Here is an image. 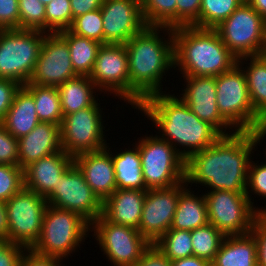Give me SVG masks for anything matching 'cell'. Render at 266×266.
<instances>
[{
	"label": "cell",
	"mask_w": 266,
	"mask_h": 266,
	"mask_svg": "<svg viewBox=\"0 0 266 266\" xmlns=\"http://www.w3.org/2000/svg\"><path fill=\"white\" fill-rule=\"evenodd\" d=\"M230 134L221 135L210 147L186 159L187 185L200 183L211 191L246 192L250 155L256 145L249 131Z\"/></svg>",
	"instance_id": "obj_1"
},
{
	"label": "cell",
	"mask_w": 266,
	"mask_h": 266,
	"mask_svg": "<svg viewBox=\"0 0 266 266\" xmlns=\"http://www.w3.org/2000/svg\"><path fill=\"white\" fill-rule=\"evenodd\" d=\"M160 30H167V41L159 36ZM125 46L130 76V105L137 109L143 100L162 93L161 80L165 72L170 67L175 68L173 29L146 26Z\"/></svg>",
	"instance_id": "obj_2"
},
{
	"label": "cell",
	"mask_w": 266,
	"mask_h": 266,
	"mask_svg": "<svg viewBox=\"0 0 266 266\" xmlns=\"http://www.w3.org/2000/svg\"><path fill=\"white\" fill-rule=\"evenodd\" d=\"M137 108L162 130V139L168 141L185 160L210 147L221 136L212 125L199 119L181 98L169 93L151 95ZM176 145L186 146L188 150L179 151Z\"/></svg>",
	"instance_id": "obj_3"
},
{
	"label": "cell",
	"mask_w": 266,
	"mask_h": 266,
	"mask_svg": "<svg viewBox=\"0 0 266 266\" xmlns=\"http://www.w3.org/2000/svg\"><path fill=\"white\" fill-rule=\"evenodd\" d=\"M173 38L175 68L183 76L216 77L237 64L215 29L178 27L173 29Z\"/></svg>",
	"instance_id": "obj_4"
},
{
	"label": "cell",
	"mask_w": 266,
	"mask_h": 266,
	"mask_svg": "<svg viewBox=\"0 0 266 266\" xmlns=\"http://www.w3.org/2000/svg\"><path fill=\"white\" fill-rule=\"evenodd\" d=\"M90 224L79 214L47 205L38 241L31 248L37 254L63 260L75 252L87 237ZM80 243V244H79Z\"/></svg>",
	"instance_id": "obj_5"
},
{
	"label": "cell",
	"mask_w": 266,
	"mask_h": 266,
	"mask_svg": "<svg viewBox=\"0 0 266 266\" xmlns=\"http://www.w3.org/2000/svg\"><path fill=\"white\" fill-rule=\"evenodd\" d=\"M45 32L0 29V78L26 85L35 69Z\"/></svg>",
	"instance_id": "obj_6"
},
{
	"label": "cell",
	"mask_w": 266,
	"mask_h": 266,
	"mask_svg": "<svg viewBox=\"0 0 266 266\" xmlns=\"http://www.w3.org/2000/svg\"><path fill=\"white\" fill-rule=\"evenodd\" d=\"M147 189L173 187L185 181L186 160L160 136H145L137 143Z\"/></svg>",
	"instance_id": "obj_7"
},
{
	"label": "cell",
	"mask_w": 266,
	"mask_h": 266,
	"mask_svg": "<svg viewBox=\"0 0 266 266\" xmlns=\"http://www.w3.org/2000/svg\"><path fill=\"white\" fill-rule=\"evenodd\" d=\"M242 64L237 62L216 76V102L219 113L235 131H250L263 120L254 112Z\"/></svg>",
	"instance_id": "obj_8"
},
{
	"label": "cell",
	"mask_w": 266,
	"mask_h": 266,
	"mask_svg": "<svg viewBox=\"0 0 266 266\" xmlns=\"http://www.w3.org/2000/svg\"><path fill=\"white\" fill-rule=\"evenodd\" d=\"M214 29L237 59L260 55L266 46V21L246 1Z\"/></svg>",
	"instance_id": "obj_9"
},
{
	"label": "cell",
	"mask_w": 266,
	"mask_h": 266,
	"mask_svg": "<svg viewBox=\"0 0 266 266\" xmlns=\"http://www.w3.org/2000/svg\"><path fill=\"white\" fill-rule=\"evenodd\" d=\"M208 223L225 236L245 235L251 232L254 219L261 209L251 205L246 192L226 190L204 194Z\"/></svg>",
	"instance_id": "obj_10"
},
{
	"label": "cell",
	"mask_w": 266,
	"mask_h": 266,
	"mask_svg": "<svg viewBox=\"0 0 266 266\" xmlns=\"http://www.w3.org/2000/svg\"><path fill=\"white\" fill-rule=\"evenodd\" d=\"M47 205L45 197L25 187L6 201L8 240L31 249L40 237Z\"/></svg>",
	"instance_id": "obj_11"
},
{
	"label": "cell",
	"mask_w": 266,
	"mask_h": 266,
	"mask_svg": "<svg viewBox=\"0 0 266 266\" xmlns=\"http://www.w3.org/2000/svg\"><path fill=\"white\" fill-rule=\"evenodd\" d=\"M99 103L65 115L60 125L61 148L71 157L103 150L104 139Z\"/></svg>",
	"instance_id": "obj_12"
},
{
	"label": "cell",
	"mask_w": 266,
	"mask_h": 266,
	"mask_svg": "<svg viewBox=\"0 0 266 266\" xmlns=\"http://www.w3.org/2000/svg\"><path fill=\"white\" fill-rule=\"evenodd\" d=\"M90 226L101 250L114 266H135L151 245L138 229L111 223L103 215Z\"/></svg>",
	"instance_id": "obj_13"
},
{
	"label": "cell",
	"mask_w": 266,
	"mask_h": 266,
	"mask_svg": "<svg viewBox=\"0 0 266 266\" xmlns=\"http://www.w3.org/2000/svg\"><path fill=\"white\" fill-rule=\"evenodd\" d=\"M48 205L79 214L90 225L102 215L103 202L98 198L78 166L73 163L46 197Z\"/></svg>",
	"instance_id": "obj_14"
},
{
	"label": "cell",
	"mask_w": 266,
	"mask_h": 266,
	"mask_svg": "<svg viewBox=\"0 0 266 266\" xmlns=\"http://www.w3.org/2000/svg\"><path fill=\"white\" fill-rule=\"evenodd\" d=\"M94 85L130 103V76L125 44H102L90 74ZM102 89V90H101Z\"/></svg>",
	"instance_id": "obj_15"
},
{
	"label": "cell",
	"mask_w": 266,
	"mask_h": 266,
	"mask_svg": "<svg viewBox=\"0 0 266 266\" xmlns=\"http://www.w3.org/2000/svg\"><path fill=\"white\" fill-rule=\"evenodd\" d=\"M186 181L173 187L146 190L138 231L154 244L172 225L180 191Z\"/></svg>",
	"instance_id": "obj_16"
},
{
	"label": "cell",
	"mask_w": 266,
	"mask_h": 266,
	"mask_svg": "<svg viewBox=\"0 0 266 266\" xmlns=\"http://www.w3.org/2000/svg\"><path fill=\"white\" fill-rule=\"evenodd\" d=\"M77 76L67 42L58 33H47L34 72L27 84L58 87Z\"/></svg>",
	"instance_id": "obj_17"
},
{
	"label": "cell",
	"mask_w": 266,
	"mask_h": 266,
	"mask_svg": "<svg viewBox=\"0 0 266 266\" xmlns=\"http://www.w3.org/2000/svg\"><path fill=\"white\" fill-rule=\"evenodd\" d=\"M104 44H126L147 25L133 0H104L101 6Z\"/></svg>",
	"instance_id": "obj_18"
},
{
	"label": "cell",
	"mask_w": 266,
	"mask_h": 266,
	"mask_svg": "<svg viewBox=\"0 0 266 266\" xmlns=\"http://www.w3.org/2000/svg\"><path fill=\"white\" fill-rule=\"evenodd\" d=\"M186 88L181 99L189 109L199 117L212 125L221 135H229L226 129L232 126L219 113L216 102V77L213 76H183ZM225 130H224V129ZM224 130V131H223Z\"/></svg>",
	"instance_id": "obj_19"
},
{
	"label": "cell",
	"mask_w": 266,
	"mask_h": 266,
	"mask_svg": "<svg viewBox=\"0 0 266 266\" xmlns=\"http://www.w3.org/2000/svg\"><path fill=\"white\" fill-rule=\"evenodd\" d=\"M110 148L76 156L74 163L82 171L86 183L104 202L116 189L115 170Z\"/></svg>",
	"instance_id": "obj_20"
},
{
	"label": "cell",
	"mask_w": 266,
	"mask_h": 266,
	"mask_svg": "<svg viewBox=\"0 0 266 266\" xmlns=\"http://www.w3.org/2000/svg\"><path fill=\"white\" fill-rule=\"evenodd\" d=\"M73 163L74 158L63 149L42 157L24 169V187L46 198Z\"/></svg>",
	"instance_id": "obj_21"
},
{
	"label": "cell",
	"mask_w": 266,
	"mask_h": 266,
	"mask_svg": "<svg viewBox=\"0 0 266 266\" xmlns=\"http://www.w3.org/2000/svg\"><path fill=\"white\" fill-rule=\"evenodd\" d=\"M61 150L60 125L39 122L27 135L18 139L19 167L24 170L40 158Z\"/></svg>",
	"instance_id": "obj_22"
},
{
	"label": "cell",
	"mask_w": 266,
	"mask_h": 266,
	"mask_svg": "<svg viewBox=\"0 0 266 266\" xmlns=\"http://www.w3.org/2000/svg\"><path fill=\"white\" fill-rule=\"evenodd\" d=\"M146 190L116 189L104 202L102 215L111 223L138 229Z\"/></svg>",
	"instance_id": "obj_23"
},
{
	"label": "cell",
	"mask_w": 266,
	"mask_h": 266,
	"mask_svg": "<svg viewBox=\"0 0 266 266\" xmlns=\"http://www.w3.org/2000/svg\"><path fill=\"white\" fill-rule=\"evenodd\" d=\"M32 93L22 85L1 122L16 139L27 135L39 123Z\"/></svg>",
	"instance_id": "obj_24"
},
{
	"label": "cell",
	"mask_w": 266,
	"mask_h": 266,
	"mask_svg": "<svg viewBox=\"0 0 266 266\" xmlns=\"http://www.w3.org/2000/svg\"><path fill=\"white\" fill-rule=\"evenodd\" d=\"M257 242L251 234L226 236L211 266H258Z\"/></svg>",
	"instance_id": "obj_25"
},
{
	"label": "cell",
	"mask_w": 266,
	"mask_h": 266,
	"mask_svg": "<svg viewBox=\"0 0 266 266\" xmlns=\"http://www.w3.org/2000/svg\"><path fill=\"white\" fill-rule=\"evenodd\" d=\"M188 185L179 194L176 211L170 229L194 230L208 223L207 204L204 195H194Z\"/></svg>",
	"instance_id": "obj_26"
},
{
	"label": "cell",
	"mask_w": 266,
	"mask_h": 266,
	"mask_svg": "<svg viewBox=\"0 0 266 266\" xmlns=\"http://www.w3.org/2000/svg\"><path fill=\"white\" fill-rule=\"evenodd\" d=\"M63 117L95 104V92L97 87L89 76H77L65 81L58 87Z\"/></svg>",
	"instance_id": "obj_27"
},
{
	"label": "cell",
	"mask_w": 266,
	"mask_h": 266,
	"mask_svg": "<svg viewBox=\"0 0 266 266\" xmlns=\"http://www.w3.org/2000/svg\"><path fill=\"white\" fill-rule=\"evenodd\" d=\"M112 155L117 189L148 190L145 186L138 146Z\"/></svg>",
	"instance_id": "obj_28"
},
{
	"label": "cell",
	"mask_w": 266,
	"mask_h": 266,
	"mask_svg": "<svg viewBox=\"0 0 266 266\" xmlns=\"http://www.w3.org/2000/svg\"><path fill=\"white\" fill-rule=\"evenodd\" d=\"M67 42L70 50V59L75 73L78 76H90L94 68L97 53L102 43L77 36L69 30L58 32Z\"/></svg>",
	"instance_id": "obj_29"
},
{
	"label": "cell",
	"mask_w": 266,
	"mask_h": 266,
	"mask_svg": "<svg viewBox=\"0 0 266 266\" xmlns=\"http://www.w3.org/2000/svg\"><path fill=\"white\" fill-rule=\"evenodd\" d=\"M250 61L244 73L246 75L248 92L254 112L266 120V61L261 55L248 56L237 62Z\"/></svg>",
	"instance_id": "obj_30"
},
{
	"label": "cell",
	"mask_w": 266,
	"mask_h": 266,
	"mask_svg": "<svg viewBox=\"0 0 266 266\" xmlns=\"http://www.w3.org/2000/svg\"><path fill=\"white\" fill-rule=\"evenodd\" d=\"M24 86L33 95L39 121L61 125L63 112L58 88L36 84H26Z\"/></svg>",
	"instance_id": "obj_31"
},
{
	"label": "cell",
	"mask_w": 266,
	"mask_h": 266,
	"mask_svg": "<svg viewBox=\"0 0 266 266\" xmlns=\"http://www.w3.org/2000/svg\"><path fill=\"white\" fill-rule=\"evenodd\" d=\"M225 237L211 223L191 230L193 256L212 263Z\"/></svg>",
	"instance_id": "obj_32"
},
{
	"label": "cell",
	"mask_w": 266,
	"mask_h": 266,
	"mask_svg": "<svg viewBox=\"0 0 266 266\" xmlns=\"http://www.w3.org/2000/svg\"><path fill=\"white\" fill-rule=\"evenodd\" d=\"M154 245L172 262L193 256L190 230L169 229Z\"/></svg>",
	"instance_id": "obj_33"
},
{
	"label": "cell",
	"mask_w": 266,
	"mask_h": 266,
	"mask_svg": "<svg viewBox=\"0 0 266 266\" xmlns=\"http://www.w3.org/2000/svg\"><path fill=\"white\" fill-rule=\"evenodd\" d=\"M245 0H202L199 28L214 29L226 20Z\"/></svg>",
	"instance_id": "obj_34"
},
{
	"label": "cell",
	"mask_w": 266,
	"mask_h": 266,
	"mask_svg": "<svg viewBox=\"0 0 266 266\" xmlns=\"http://www.w3.org/2000/svg\"><path fill=\"white\" fill-rule=\"evenodd\" d=\"M147 26L176 28V0H147L142 6Z\"/></svg>",
	"instance_id": "obj_35"
},
{
	"label": "cell",
	"mask_w": 266,
	"mask_h": 266,
	"mask_svg": "<svg viewBox=\"0 0 266 266\" xmlns=\"http://www.w3.org/2000/svg\"><path fill=\"white\" fill-rule=\"evenodd\" d=\"M73 22L70 0H52L45 6V33L68 30Z\"/></svg>",
	"instance_id": "obj_36"
},
{
	"label": "cell",
	"mask_w": 266,
	"mask_h": 266,
	"mask_svg": "<svg viewBox=\"0 0 266 266\" xmlns=\"http://www.w3.org/2000/svg\"><path fill=\"white\" fill-rule=\"evenodd\" d=\"M101 9L93 10L73 19L68 29L77 36L89 38L104 44Z\"/></svg>",
	"instance_id": "obj_37"
},
{
	"label": "cell",
	"mask_w": 266,
	"mask_h": 266,
	"mask_svg": "<svg viewBox=\"0 0 266 266\" xmlns=\"http://www.w3.org/2000/svg\"><path fill=\"white\" fill-rule=\"evenodd\" d=\"M19 29L45 32V5L40 0H18Z\"/></svg>",
	"instance_id": "obj_38"
},
{
	"label": "cell",
	"mask_w": 266,
	"mask_h": 266,
	"mask_svg": "<svg viewBox=\"0 0 266 266\" xmlns=\"http://www.w3.org/2000/svg\"><path fill=\"white\" fill-rule=\"evenodd\" d=\"M24 187V170L19 166L0 164V201H8Z\"/></svg>",
	"instance_id": "obj_39"
},
{
	"label": "cell",
	"mask_w": 266,
	"mask_h": 266,
	"mask_svg": "<svg viewBox=\"0 0 266 266\" xmlns=\"http://www.w3.org/2000/svg\"><path fill=\"white\" fill-rule=\"evenodd\" d=\"M202 0H176V28L199 27V13Z\"/></svg>",
	"instance_id": "obj_40"
},
{
	"label": "cell",
	"mask_w": 266,
	"mask_h": 266,
	"mask_svg": "<svg viewBox=\"0 0 266 266\" xmlns=\"http://www.w3.org/2000/svg\"><path fill=\"white\" fill-rule=\"evenodd\" d=\"M249 189L254 192V194L266 198V163L257 165V163L255 164L251 161L249 164L246 194L248 196V199L250 200L251 205L253 206ZM261 213H266V208H262Z\"/></svg>",
	"instance_id": "obj_41"
},
{
	"label": "cell",
	"mask_w": 266,
	"mask_h": 266,
	"mask_svg": "<svg viewBox=\"0 0 266 266\" xmlns=\"http://www.w3.org/2000/svg\"><path fill=\"white\" fill-rule=\"evenodd\" d=\"M0 164L19 166L18 139L0 123Z\"/></svg>",
	"instance_id": "obj_42"
},
{
	"label": "cell",
	"mask_w": 266,
	"mask_h": 266,
	"mask_svg": "<svg viewBox=\"0 0 266 266\" xmlns=\"http://www.w3.org/2000/svg\"><path fill=\"white\" fill-rule=\"evenodd\" d=\"M257 242L258 266H266V213H259L250 232Z\"/></svg>",
	"instance_id": "obj_43"
},
{
	"label": "cell",
	"mask_w": 266,
	"mask_h": 266,
	"mask_svg": "<svg viewBox=\"0 0 266 266\" xmlns=\"http://www.w3.org/2000/svg\"><path fill=\"white\" fill-rule=\"evenodd\" d=\"M0 29H19L18 0H0Z\"/></svg>",
	"instance_id": "obj_44"
},
{
	"label": "cell",
	"mask_w": 266,
	"mask_h": 266,
	"mask_svg": "<svg viewBox=\"0 0 266 266\" xmlns=\"http://www.w3.org/2000/svg\"><path fill=\"white\" fill-rule=\"evenodd\" d=\"M25 251L26 248L21 245L0 240V266H20Z\"/></svg>",
	"instance_id": "obj_45"
},
{
	"label": "cell",
	"mask_w": 266,
	"mask_h": 266,
	"mask_svg": "<svg viewBox=\"0 0 266 266\" xmlns=\"http://www.w3.org/2000/svg\"><path fill=\"white\" fill-rule=\"evenodd\" d=\"M21 86L17 81L0 78V123L3 121Z\"/></svg>",
	"instance_id": "obj_46"
},
{
	"label": "cell",
	"mask_w": 266,
	"mask_h": 266,
	"mask_svg": "<svg viewBox=\"0 0 266 266\" xmlns=\"http://www.w3.org/2000/svg\"><path fill=\"white\" fill-rule=\"evenodd\" d=\"M135 266H171V261L154 244H151Z\"/></svg>",
	"instance_id": "obj_47"
},
{
	"label": "cell",
	"mask_w": 266,
	"mask_h": 266,
	"mask_svg": "<svg viewBox=\"0 0 266 266\" xmlns=\"http://www.w3.org/2000/svg\"><path fill=\"white\" fill-rule=\"evenodd\" d=\"M61 261V259L42 256L31 249H26L22 256L20 266H62Z\"/></svg>",
	"instance_id": "obj_48"
},
{
	"label": "cell",
	"mask_w": 266,
	"mask_h": 266,
	"mask_svg": "<svg viewBox=\"0 0 266 266\" xmlns=\"http://www.w3.org/2000/svg\"><path fill=\"white\" fill-rule=\"evenodd\" d=\"M103 2L104 0H70L73 19L101 8Z\"/></svg>",
	"instance_id": "obj_49"
},
{
	"label": "cell",
	"mask_w": 266,
	"mask_h": 266,
	"mask_svg": "<svg viewBox=\"0 0 266 266\" xmlns=\"http://www.w3.org/2000/svg\"><path fill=\"white\" fill-rule=\"evenodd\" d=\"M171 266H211V263L197 256H190L172 261Z\"/></svg>",
	"instance_id": "obj_50"
},
{
	"label": "cell",
	"mask_w": 266,
	"mask_h": 266,
	"mask_svg": "<svg viewBox=\"0 0 266 266\" xmlns=\"http://www.w3.org/2000/svg\"><path fill=\"white\" fill-rule=\"evenodd\" d=\"M0 240H8L7 210L4 201H0Z\"/></svg>",
	"instance_id": "obj_51"
},
{
	"label": "cell",
	"mask_w": 266,
	"mask_h": 266,
	"mask_svg": "<svg viewBox=\"0 0 266 266\" xmlns=\"http://www.w3.org/2000/svg\"><path fill=\"white\" fill-rule=\"evenodd\" d=\"M255 145H258L260 140L266 136V120L259 122L254 128L249 131Z\"/></svg>",
	"instance_id": "obj_52"
},
{
	"label": "cell",
	"mask_w": 266,
	"mask_h": 266,
	"mask_svg": "<svg viewBox=\"0 0 266 266\" xmlns=\"http://www.w3.org/2000/svg\"><path fill=\"white\" fill-rule=\"evenodd\" d=\"M266 21V0H245Z\"/></svg>",
	"instance_id": "obj_53"
},
{
	"label": "cell",
	"mask_w": 266,
	"mask_h": 266,
	"mask_svg": "<svg viewBox=\"0 0 266 266\" xmlns=\"http://www.w3.org/2000/svg\"><path fill=\"white\" fill-rule=\"evenodd\" d=\"M260 55L264 58L266 61V46L262 48Z\"/></svg>",
	"instance_id": "obj_54"
},
{
	"label": "cell",
	"mask_w": 266,
	"mask_h": 266,
	"mask_svg": "<svg viewBox=\"0 0 266 266\" xmlns=\"http://www.w3.org/2000/svg\"><path fill=\"white\" fill-rule=\"evenodd\" d=\"M133 1L138 3L142 7L147 0H133Z\"/></svg>",
	"instance_id": "obj_55"
},
{
	"label": "cell",
	"mask_w": 266,
	"mask_h": 266,
	"mask_svg": "<svg viewBox=\"0 0 266 266\" xmlns=\"http://www.w3.org/2000/svg\"><path fill=\"white\" fill-rule=\"evenodd\" d=\"M45 6L51 2L52 0H40Z\"/></svg>",
	"instance_id": "obj_56"
}]
</instances>
